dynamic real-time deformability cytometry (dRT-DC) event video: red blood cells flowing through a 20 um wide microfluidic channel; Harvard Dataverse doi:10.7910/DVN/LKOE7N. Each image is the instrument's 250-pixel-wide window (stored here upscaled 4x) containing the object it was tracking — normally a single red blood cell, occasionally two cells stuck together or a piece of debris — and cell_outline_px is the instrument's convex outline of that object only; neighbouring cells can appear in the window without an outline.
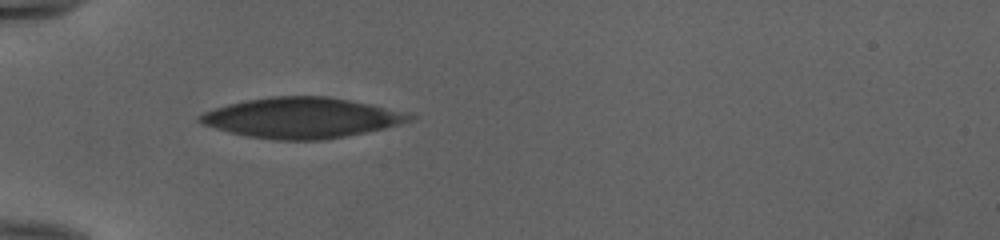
{"species": "human", "species_latin": "Homo sapiens", "temperature_condition": "cold", "stored_images_in_passage": 35, "camera_frame_rate_fps": 3000, "um_per_image_px": 0.085, "donor": {"sex": "female"}, "frame": {"image": 1, "passage_image": 1, "time_ms": 0.0, "image_size_px": [1000, 240], "cell_outline_px": [[416, 116], [412, 120], [400, 124], [384, 128], [344, 136], [320, 140], [272, 140], [248, 136], [216, 128], [204, 124], [196, 120], [196, 116], [204, 112], [228, 104], [248, 100], [272, 96], [328, 96], [372, 104], [412, 112]], "centroid_in_image_um": [25.7, 10.0], "position_along_channel_um": 59.3, "area_um2": 49.42}}
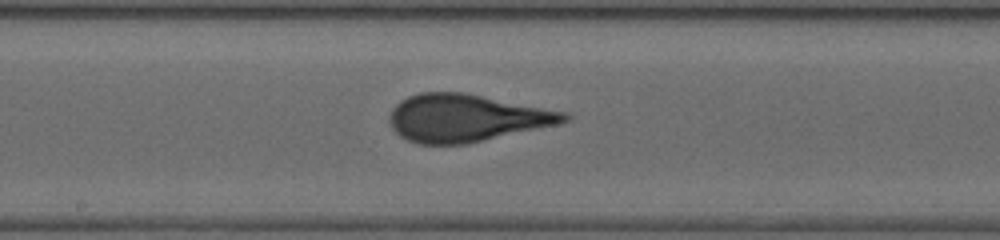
{"frame": {"image": 2, "passage_image": 13, "time_ms": 4.0, "image_size_px": [1000, 240], "cell_outline_px": [[572, 116], [568, 120], [560, 124], [464, 144], [420, 144], [408, 140], [400, 136], [392, 128], [388, 120], [388, 116], [392, 108], [400, 100], [408, 96], [420, 92], [460, 92], [568, 112]], "centroid_in_image_um": [39.61, 10.03], "position_along_channel_um": 208.6, "area_um2": 48.15}}
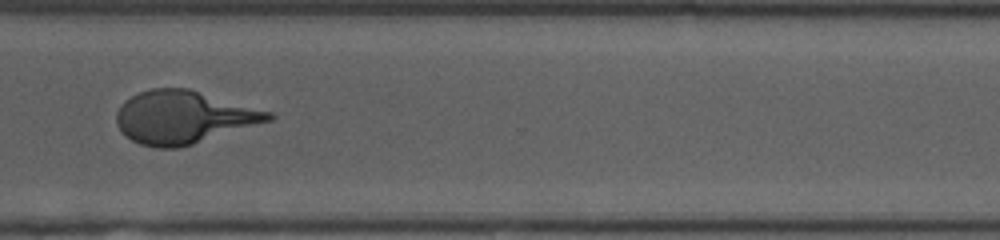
{"frame": {"image": 3, "passage_image": 24, "time_ms": 7.667, "image_size_px": [1000, 240], "cell_outline_px": [[276, 116], [272, 120], [180, 148], [156, 148], [140, 144], [132, 140], [116, 124], [116, 112], [124, 100], [140, 92], [152, 88], [188, 88], [272, 112]], "centroid_in_image_um": [15.6, 9.96], "position_along_channel_um": 355.0, "area_um2": 46.59}, "authors_computed_cell_mechanics": {"area_um2": 47.974, "velocity_mm_per_s": 3.9925, "shape_relaxation_time_tau1_ms": 4.6825, "shape_relaxation_time_tau2_ms": null, "deformation_change_tau1": 0.208, "deformation_change_tau2": null}}